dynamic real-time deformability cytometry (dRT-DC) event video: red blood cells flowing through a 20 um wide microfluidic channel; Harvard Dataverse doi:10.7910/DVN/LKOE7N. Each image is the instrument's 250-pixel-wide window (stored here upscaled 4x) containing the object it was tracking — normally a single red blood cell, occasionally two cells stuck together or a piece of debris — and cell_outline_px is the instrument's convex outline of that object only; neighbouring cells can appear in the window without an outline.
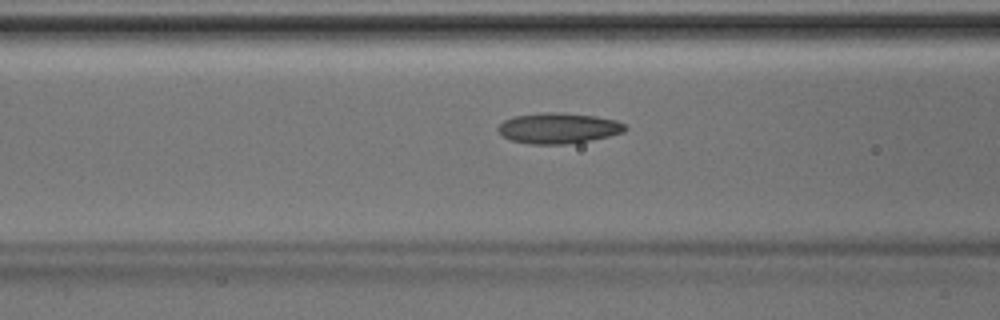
{"species": "Egyptian fruit bat (a non-hibernating species)", "species_latin": "Rousettus aegyptiacus", "temperature_condition": "room temperature", "stored_images_in_passage": 33, "camera_frame_rate_fps": 3000, "um_per_image_px": 0.085, "animal": {"sex": "male"}, "frame": {"image": 1, "passage_image": 15, "time_ms": 4.667, "image_size_px": [1000, 320], "cell_outline_px": [[628, 128], [624, 132], [608, 136], [588, 140], [564, 144], [528, 144], [512, 140], [504, 136], [496, 128], [504, 120], [512, 116], [544, 112], [560, 112], [596, 116], [616, 120], [624, 124]], "centroid_in_image_um": [47.45, 10.88], "position_along_channel_um": 119.1, "area_um2": 22.6}}